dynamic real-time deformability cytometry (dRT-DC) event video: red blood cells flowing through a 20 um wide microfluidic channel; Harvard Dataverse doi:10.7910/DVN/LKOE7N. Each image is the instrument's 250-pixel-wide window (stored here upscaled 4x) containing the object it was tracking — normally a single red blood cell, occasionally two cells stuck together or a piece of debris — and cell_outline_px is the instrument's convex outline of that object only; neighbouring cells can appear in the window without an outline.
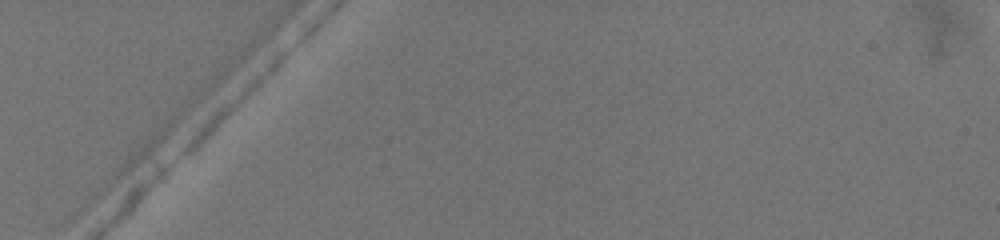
{"species": "common noctule bat (a hibernating species)", "species_latin": "Nyctalus noctula", "temperature_condition": "warm", "stored_images_in_passage": 2, "camera_frame_rate_fps": 3000, "um_per_image_px": 0.085, "animal": {"sex": "female", "body_mass_g": 19.5, "forearm_length_mm": 54.1}, "frame": {"image": 1, "passage_image": 1, "time_ms": 0.0, "image_size_px": [1000, 240], "cell_outline_px": [[968, 28], [944, 56], [940, 60], [928, 56], [916, 16], [920, 12], [956, 20]], "centroid_in_image_um": [79.84, 2.87], "position_along_channel_um": 5.2, "area_um2": 10.46}}